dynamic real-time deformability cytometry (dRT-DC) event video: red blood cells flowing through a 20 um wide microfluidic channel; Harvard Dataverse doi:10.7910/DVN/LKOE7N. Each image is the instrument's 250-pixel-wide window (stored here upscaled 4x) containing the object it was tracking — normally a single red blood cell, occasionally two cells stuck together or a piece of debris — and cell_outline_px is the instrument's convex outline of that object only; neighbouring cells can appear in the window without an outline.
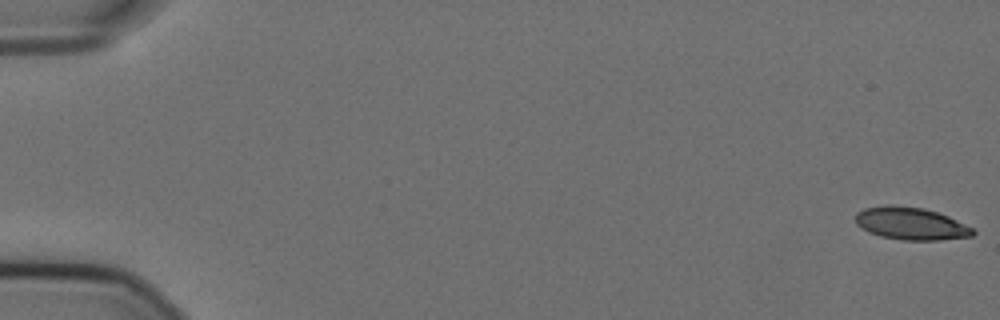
{"species": "Egyptian fruit bat (a non-hibernating species)", "species_latin": "Rousettus aegyptiacus", "temperature_condition": "cold", "stored_images_in_passage": 57, "camera_frame_rate_fps": 3000, "um_per_image_px": 0.085, "animal": {"sex": "female"}, "frame": {"image": 1, "passage_image": 1, "time_ms": 0.0, "image_size_px": [1000, 320], "cell_outline_px": [[976, 232], [972, 236], [940, 240], [904, 240], [880, 236], [868, 232], [856, 224], [856, 212], [864, 208], [892, 204], [924, 208], [948, 216], [972, 228]], "centroid_in_image_um": [77.4, 19.0], "position_along_channel_um": 7.6, "area_um2": 22.2}}
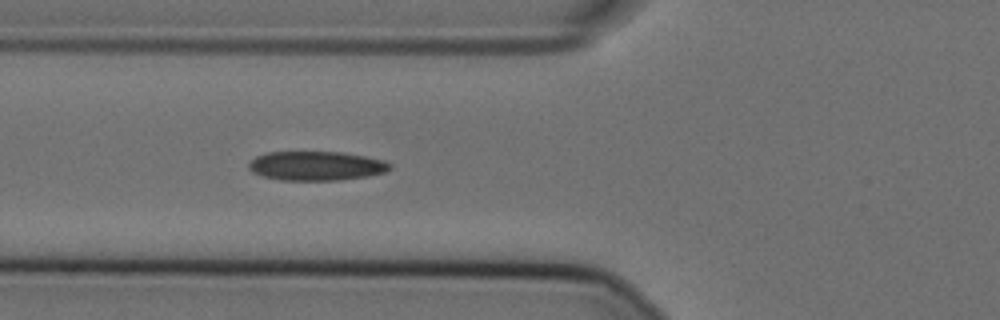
{"frame": {"image": 2, "passage_image": 22, "time_ms": 7.0, "image_size_px": [1000, 320], "cell_outline_px": [[392, 168], [384, 172], [368, 176], [340, 180], [280, 180], [264, 176], [252, 172], [248, 168], [248, 164], [256, 156], [268, 152], [340, 152], [364, 156], [384, 160], [392, 164]], "centroid_in_image_um": [26.89, 14.1], "position_along_channel_um": 98.9, "area_um2": 23.99}}
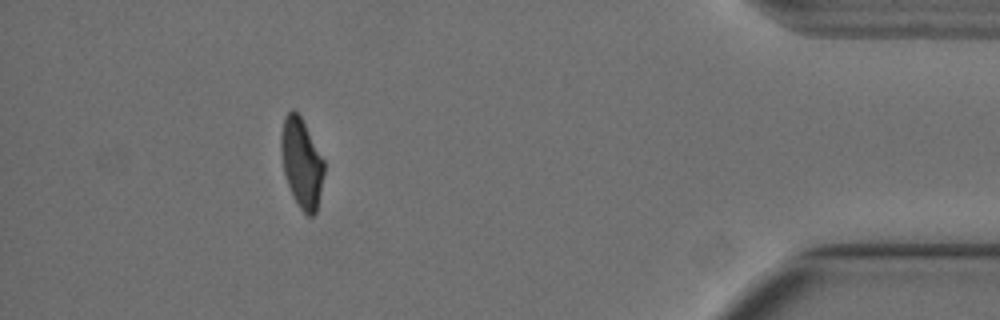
{"frame": {"image": 3, "passage_image": 52, "time_ms": 17.0, "image_size_px": [1000, 320], "cell_outline_px": [[324, 176], [316, 212], [312, 216], [308, 216], [300, 208], [292, 196], [284, 172], [280, 152], [280, 136], [284, 116], [292, 108], [300, 116], [324, 160]], "centroid_in_image_um": [25.62, 13.85], "position_along_channel_um": 409.6, "area_um2": 22.37}, "authors_computed_cell_mechanics": {"area_um2": 23.8714, "velocity_mm_per_s": 3.5899, "shape_relaxation_time_tau1_ms": null, "shape_relaxation_time_tau2_ms": 2.2503, "deformation_change_tau1": null, "deformation_change_tau2": 0.0835}}